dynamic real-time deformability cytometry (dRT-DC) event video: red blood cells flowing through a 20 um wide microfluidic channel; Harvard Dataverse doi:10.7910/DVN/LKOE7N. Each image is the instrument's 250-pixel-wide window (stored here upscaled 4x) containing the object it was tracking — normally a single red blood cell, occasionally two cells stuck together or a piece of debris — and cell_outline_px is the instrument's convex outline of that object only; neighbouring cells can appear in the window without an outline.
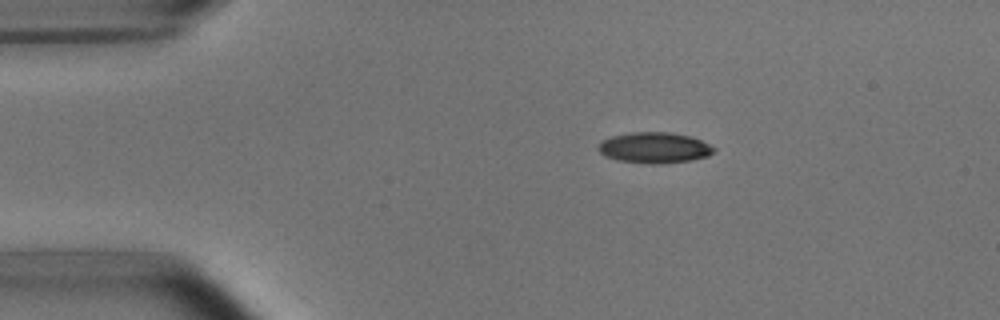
{"species": "common noctule bat (a hibernating species)", "species_latin": "Nyctalus noctula", "temperature_condition": "room temperature", "stored_images_in_passage": 44, "camera_frame_rate_fps": 3000, "um_per_image_px": 0.085, "animal": {"sex": "male", "body_mass_g": 15.6}, "frame": {"image": 1, "passage_image": 1, "time_ms": 0.0, "image_size_px": [1000, 320], "cell_outline_px": [[716, 148], [708, 156], [692, 160], [660, 164], [648, 164], [616, 160], [604, 156], [596, 148], [600, 140], [612, 136], [632, 132], [672, 132], [688, 136], [700, 140]], "centroid_in_image_um": [55.57, 12.56], "position_along_channel_um": 29.4, "area_um2": 20.92}}
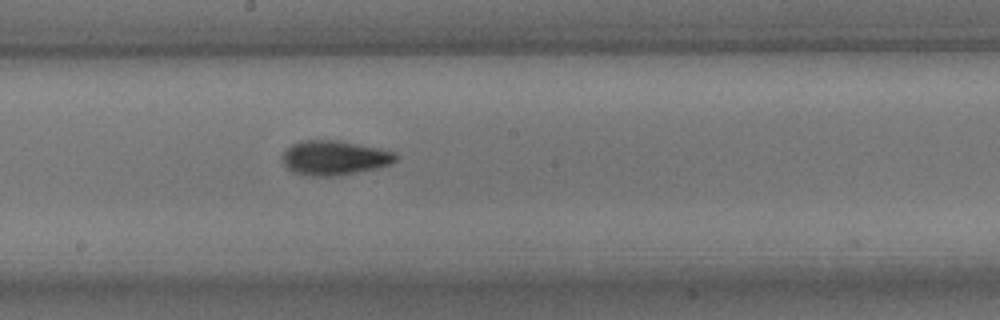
{"frame": {"image": 2, "passage_image": 20, "time_ms": 6.333, "image_size_px": [1000, 320], "cell_outline_px": [[400, 156], [392, 164], [376, 168], [356, 172], [332, 176], [312, 176], [292, 172], [284, 164], [284, 152], [292, 144], [304, 140], [336, 140], [380, 148], [396, 152]], "centroid_in_image_um": [28.48, 13.41], "position_along_channel_um": 219.7, "area_um2": 22.66}}
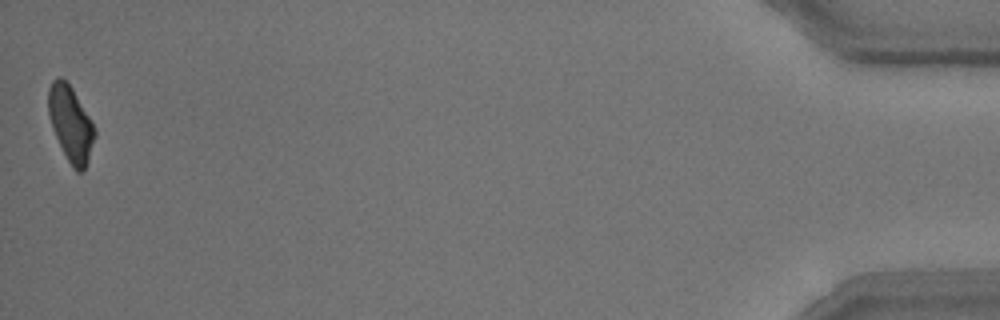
{"frame": {"image": 3, "passage_image": 44, "time_ms": 14.333, "image_size_px": [1000, 320], "cell_outline_px": [[96, 136], [88, 160], [84, 168], [80, 172], [76, 172], [68, 160], [52, 128], [48, 112], [48, 88], [52, 80], [60, 76], [72, 88], [92, 120], [96, 128]], "centroid_in_image_um": [6.02, 10.49], "position_along_channel_um": 429.2, "area_um2": 20.23}, "authors_computed_cell_mechanics": {"area_um2": 21.2415, "velocity_mm_per_s": 3.7834, "shape_relaxation_time_tau1_ms": 3.3807, "shape_relaxation_time_tau2_ms": 2.2578, "deformation_change_tau1": 0.1376, "deformation_change_tau2": 0.0767}}